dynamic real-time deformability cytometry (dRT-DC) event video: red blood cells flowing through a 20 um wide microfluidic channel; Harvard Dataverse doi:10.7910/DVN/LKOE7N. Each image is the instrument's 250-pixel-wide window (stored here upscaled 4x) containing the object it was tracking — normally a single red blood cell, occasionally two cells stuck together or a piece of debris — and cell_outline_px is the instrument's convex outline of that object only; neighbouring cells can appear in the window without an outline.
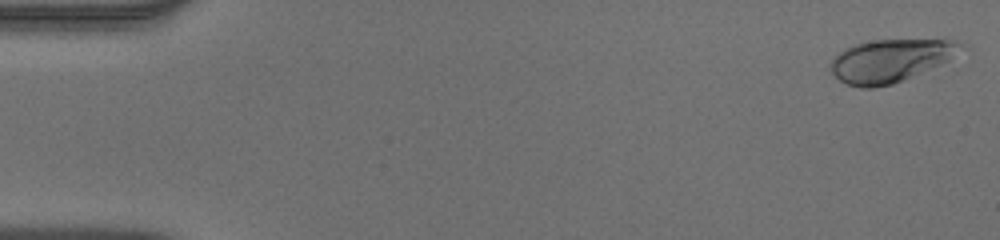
{"species": "human", "species_latin": "Homo sapiens", "temperature_condition": "warm", "stored_images_in_passage": 52, "camera_frame_rate_fps": 3000, "um_per_image_px": 0.085, "donor": {"sex": "male"}, "frame": {"image": 1, "passage_image": 1, "time_ms": 0.0, "image_size_px": [1000, 240], "cell_outline_px": [[960, 44], [948, 60], [892, 84], [872, 88], [860, 88], [848, 84], [840, 80], [828, 68], [828, 64], [840, 52], [856, 44], [876, 40], [948, 40]], "centroid_in_image_um": [75.54, 5.17], "position_along_channel_um": 9.5, "area_um2": 31.21}}
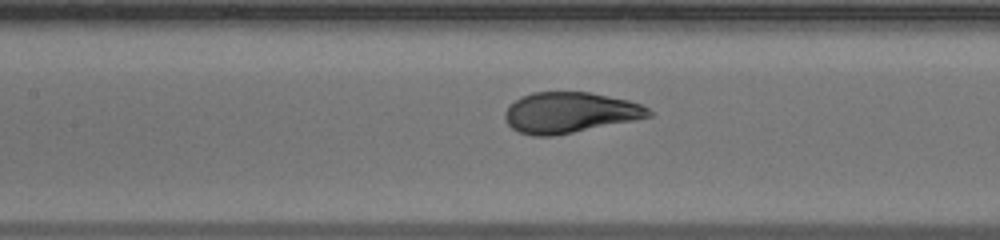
{"frame": {"image": 2, "passage_image": 24, "time_ms": 7.667, "image_size_px": [1000, 240], "cell_outline_px": [[652, 116], [636, 120], [552, 136], [532, 136], [520, 132], [512, 128], [508, 124], [504, 116], [504, 112], [508, 104], [520, 96], [532, 92], [588, 92], [628, 100], [640, 104], [648, 108], [652, 112]], "centroid_in_image_um": [48.4, 9.56], "position_along_channel_um": 159.0, "area_um2": 34.16}}
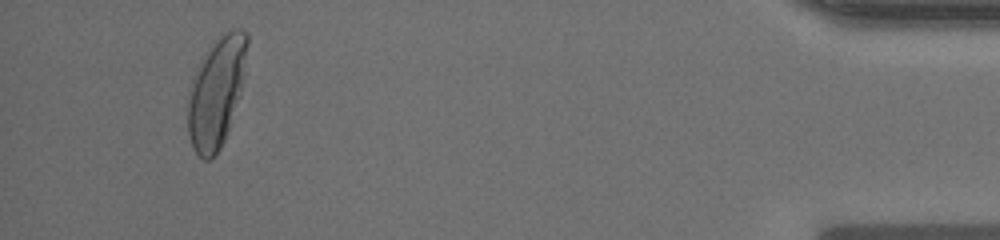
{"frame": {"image": 3, "passage_image": 49, "time_ms": 16.0, "image_size_px": [1000, 240], "cell_outline_px": [[248, 44], [240, 96], [224, 140], [220, 148], [208, 160], [204, 160], [192, 148], [188, 132], [188, 92], [196, 68], [204, 52], [220, 36], [232, 28], [240, 28], [248, 32]], "centroid_in_image_um": [18.39, 7.79], "position_along_channel_um": 416.8, "area_um2": 37.92}, "authors_computed_cell_mechanics": {"area_um2": 34.3043, "velocity_mm_per_s": 3.9276, "shape_relaxation_time_tau1_ms": 3.5735, "shape_relaxation_time_tau2_ms": null, "deformation_change_tau1": 0.2015, "deformation_change_tau2": null}}